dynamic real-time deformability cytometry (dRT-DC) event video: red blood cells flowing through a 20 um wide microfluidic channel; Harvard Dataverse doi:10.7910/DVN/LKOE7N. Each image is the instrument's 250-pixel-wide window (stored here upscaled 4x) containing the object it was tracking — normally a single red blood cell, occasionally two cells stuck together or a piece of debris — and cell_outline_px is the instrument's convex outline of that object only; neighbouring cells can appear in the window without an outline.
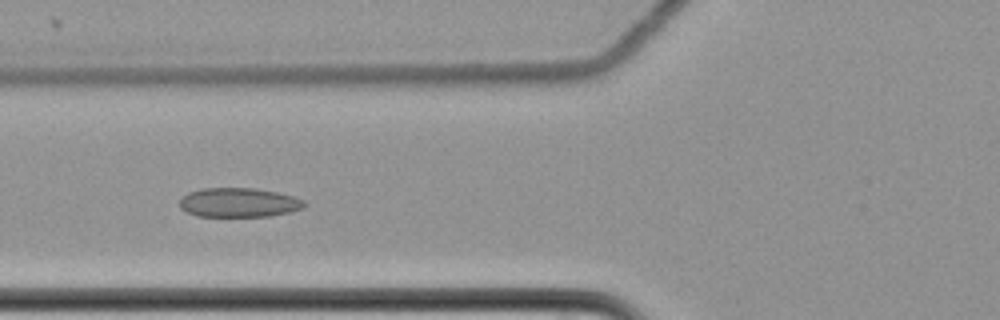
{"species": "common noctule bat (a hibernating species)", "species_latin": "Nyctalus noctula", "temperature_condition": "cold", "stored_images_in_passage": 12, "camera_frame_rate_fps": 3000, "um_per_image_px": 0.085, "animal": {"sex": "female", "body_mass_g": 22.7, "forearm_length_mm": 54.2}, "frame": {"image": 1, "passage_image": 7, "time_ms": 2.0, "image_size_px": [1000, 320], "cell_outline_px": [[308, 204], [304, 208], [288, 212], [268, 216], [196, 216], [180, 208], [180, 200], [188, 192], [200, 188], [256, 188], [276, 192], [292, 196], [304, 200]], "centroid_in_image_um": [20.3, 17.21], "position_along_channel_um": 105.5, "area_um2": 21.27}}
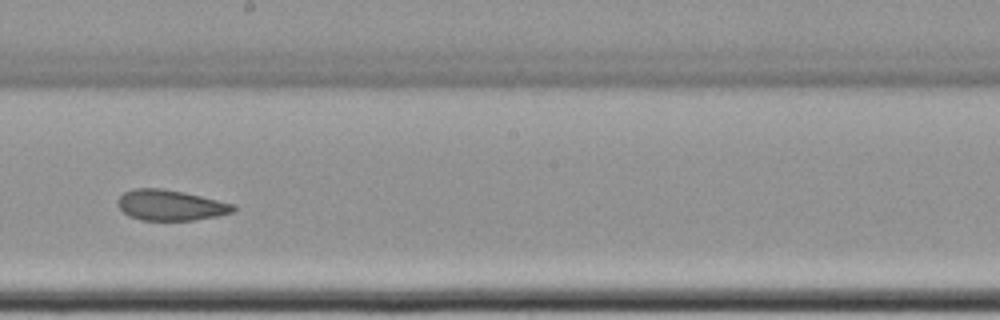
{"frame": {"image": 2, "passage_image": 10, "time_ms": 3.0, "image_size_px": [1000, 320], "cell_outline_px": [[236, 208], [232, 212], [216, 216], [192, 220], [140, 220], [128, 216], [116, 204], [116, 200], [124, 192], [132, 188], [164, 188], [184, 192], [236, 204]], "centroid_in_image_um": [14.46, 17.43], "position_along_channel_um": 233.7, "area_um2": 20.75}}
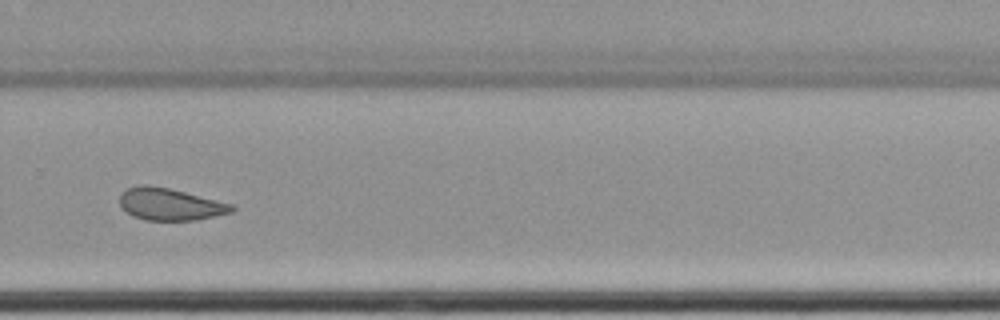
{"frame": {"image": 3, "passage_image": 12, "time_ms": 3.667, "image_size_px": [1000, 320], "cell_outline_px": [[236, 208], [232, 212], [196, 220], [144, 220], [132, 216], [120, 204], [120, 192], [128, 188], [140, 184], [148, 184], [168, 188], [236, 204]], "centroid_in_image_um": [14.48, 17.35], "position_along_channel_um": 315.3, "area_um2": 21.1}}